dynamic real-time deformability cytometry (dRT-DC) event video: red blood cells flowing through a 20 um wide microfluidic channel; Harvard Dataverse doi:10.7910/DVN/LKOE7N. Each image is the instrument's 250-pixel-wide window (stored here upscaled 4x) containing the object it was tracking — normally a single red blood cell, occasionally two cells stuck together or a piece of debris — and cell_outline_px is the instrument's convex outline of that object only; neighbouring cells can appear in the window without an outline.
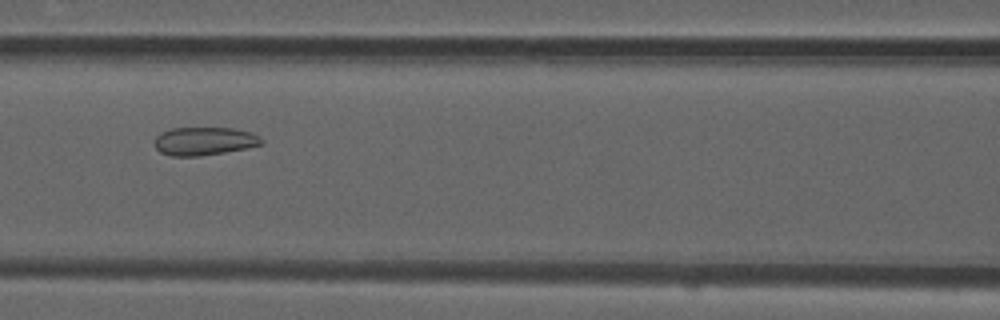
{"species": "common noctule bat (a hibernating species)", "species_latin": "Nyctalus noctula", "temperature_condition": "room temperature", "stored_images_in_passage": 38, "camera_frame_rate_fps": 3000, "um_per_image_px": 0.085, "animal": {"sex": "male", "forearm_length_mm": 52.5}, "frame": {"image": 1, "passage_image": 10, "time_ms": 3.0, "image_size_px": [1000, 320], "cell_outline_px": [[264, 144], [224, 152], [200, 156], [172, 156], [160, 152], [152, 144], [156, 136], [160, 132], [172, 128], [232, 128], [252, 132], [260, 136], [264, 140]], "centroid_in_image_um": [17.35, 11.99], "position_along_channel_um": 149.3, "area_um2": 17.74}}
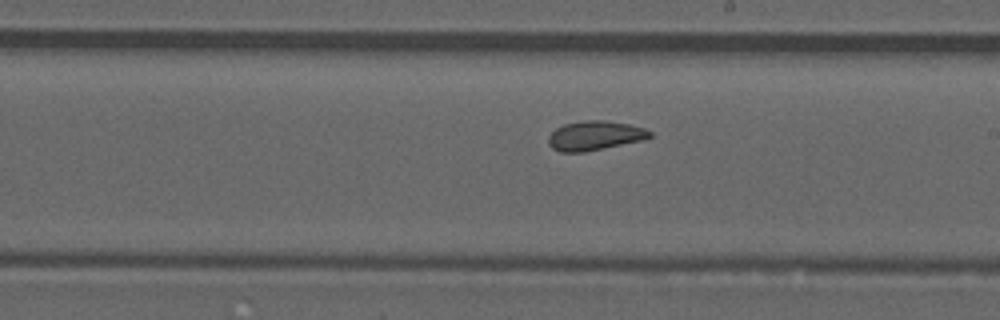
{"frame": {"image": 2, "passage_image": 17, "time_ms": 5.333, "image_size_px": [1000, 320], "cell_outline_px": [[652, 136], [640, 140], [584, 152], [560, 152], [552, 148], [548, 144], [548, 136], [556, 128], [564, 124], [584, 120], [604, 120], [628, 124], [644, 128], [652, 132]], "centroid_in_image_um": [50.51, 11.52], "position_along_channel_um": 238.5, "area_um2": 17.17}}
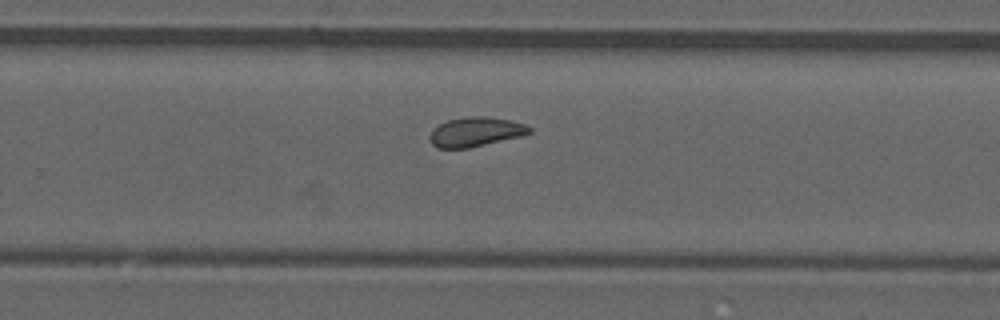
{"frame": {"image": 3, "passage_image": 21, "time_ms": 6.667, "image_size_px": [1000, 320], "cell_outline_px": [[532, 132], [524, 136], [468, 148], [436, 148], [432, 144], [428, 136], [432, 128], [448, 120], [468, 116], [488, 116], [512, 120], [524, 124], [532, 128]], "centroid_in_image_um": [40.44, 11.2], "position_along_channel_um": 289.4, "area_um2": 17.4}, "authors_computed_cell_mechanics": {"area_um2": 17.4267, "velocity_mm_per_s": 3.8419, "shape_relaxation_time_tau1_ms": null, "shape_relaxation_time_tau2_ms": 1.3519, "deformation_change_tau1": null, "deformation_change_tau2": 0.07}}